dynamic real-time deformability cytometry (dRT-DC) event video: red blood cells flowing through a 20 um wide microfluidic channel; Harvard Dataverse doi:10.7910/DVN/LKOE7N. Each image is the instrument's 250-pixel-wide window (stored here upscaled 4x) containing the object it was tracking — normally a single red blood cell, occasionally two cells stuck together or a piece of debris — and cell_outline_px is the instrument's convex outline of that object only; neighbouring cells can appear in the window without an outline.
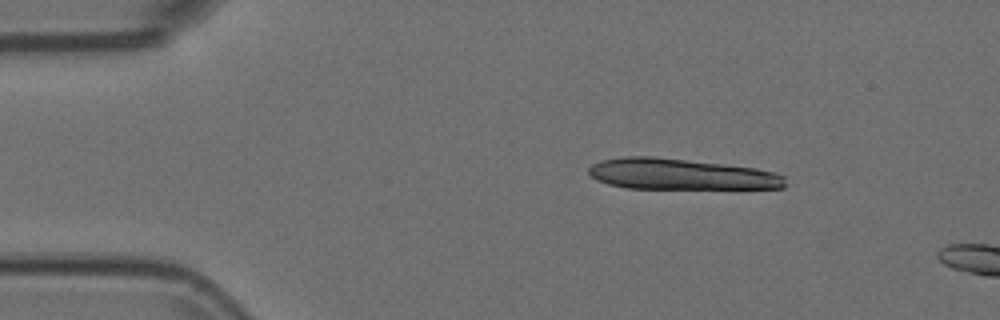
{"species": "Egyptian fruit bat (a non-hibernating species)", "species_latin": "Rousettus aegyptiacus", "temperature_condition": "room temperature", "stored_images_in_passage": 11, "camera_frame_rate_fps": 3000, "um_per_image_px": 0.085, "animal": {"sex": "female"}, "frame": {"image": 1, "passage_image": 7, "time_ms": 2.0, "image_size_px": [1000, 320], "cell_outline_px": [[788, 184], [784, 188], [628, 188], [608, 184], [596, 180], [588, 172], [588, 168], [592, 164], [600, 160], [624, 156], [652, 156], [756, 168], [772, 172], [784, 176]], "centroid_in_image_um": [57.84, 14.8], "position_along_channel_um": 27.2, "area_um2": 35.32}}